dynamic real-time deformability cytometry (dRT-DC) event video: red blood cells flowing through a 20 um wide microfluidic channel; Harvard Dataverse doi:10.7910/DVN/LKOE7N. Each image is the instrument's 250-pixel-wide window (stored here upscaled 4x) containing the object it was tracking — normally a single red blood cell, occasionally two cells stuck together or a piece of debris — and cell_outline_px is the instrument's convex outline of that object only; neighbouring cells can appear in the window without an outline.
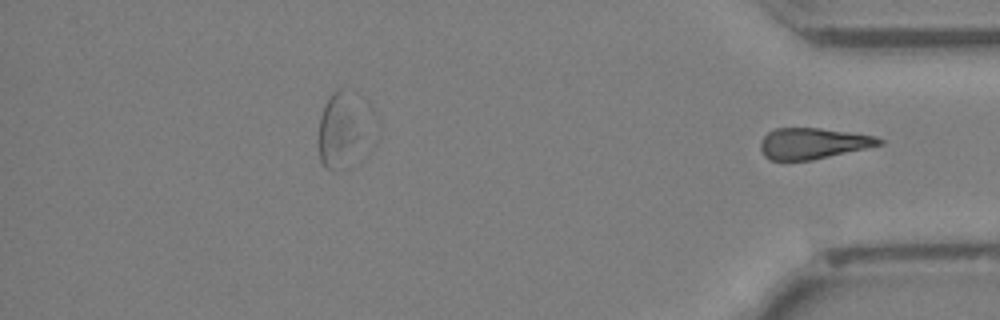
{"species": "Egyptian fruit bat (a non-hibernating species)", "species_latin": "Rousettus aegyptiacus", "temperature_condition": "cold", "stored_images_in_passage": 27, "segment_of_instrument_passage": [2, 2], "camera_frame_rate_fps": 3000, "um_per_image_px": 0.085, "animal": {"sex": "female"}, "frame": {"image": 1, "passage_image": 27, "time_ms": 8.667, "image_size_px": [1000, 320], "cell_outline_px": [[884, 144], [812, 160], [768, 160], [764, 156], [760, 148], [760, 140], [768, 132], [776, 128], [820, 128], [876, 136], [884, 140]], "centroid_in_image_um": [69.08, 12.19], "position_along_channel_um": 366.1, "area_um2": 21.44}}